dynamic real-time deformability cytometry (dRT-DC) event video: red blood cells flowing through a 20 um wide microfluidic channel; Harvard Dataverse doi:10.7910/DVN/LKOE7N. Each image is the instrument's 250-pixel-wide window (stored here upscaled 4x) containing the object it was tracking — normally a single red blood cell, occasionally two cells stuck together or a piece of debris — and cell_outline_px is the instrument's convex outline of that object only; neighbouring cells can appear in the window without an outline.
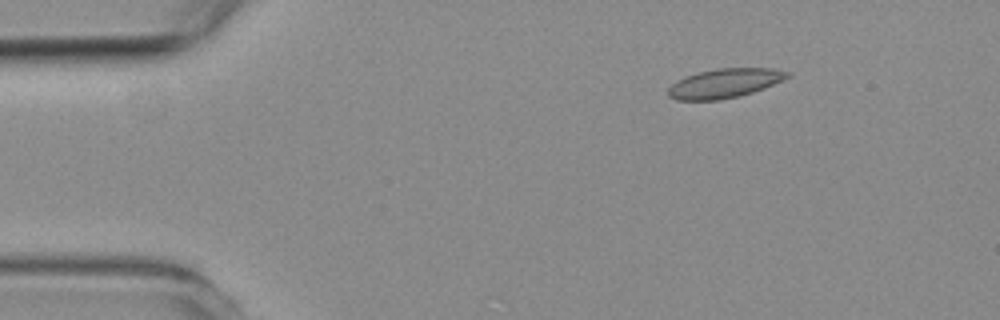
{"species": "common noctule bat (a hibernating species)", "species_latin": "Nyctalus noctula", "temperature_condition": "room temperature", "stored_images_in_passage": 4, "camera_frame_rate_fps": 3000, "um_per_image_px": 0.085, "animal": {"sex": "female", "body_mass_g": 19.3, "forearm_length_mm": 54.1}, "frame": {"image": 1, "passage_image": 1, "time_ms": 0.0, "image_size_px": [1000, 320], "cell_outline_px": [[792, 76], [764, 88], [740, 96], [720, 100], [676, 100], [668, 96], [668, 88], [676, 80], [684, 76], [716, 68], [776, 68], [792, 72]], "centroid_in_image_um": [61.62, 7.07], "position_along_channel_um": 23.4, "area_um2": 20.58}}
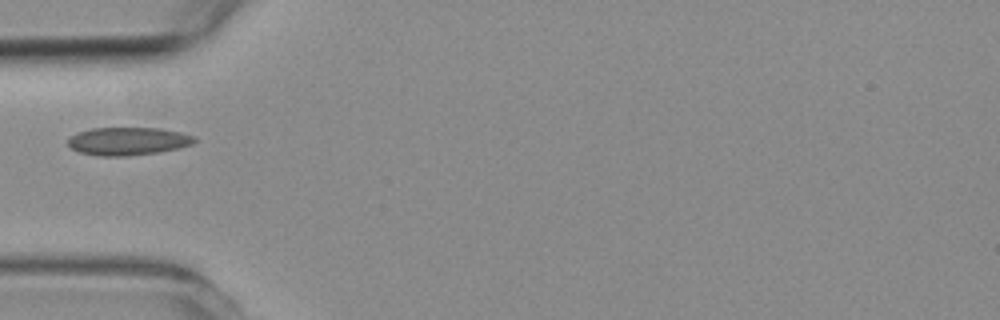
{"frame": {"image": 2, "passage_image": 4, "time_ms": 3.333, "image_size_px": [1000, 320], "cell_outline_px": [[196, 140], [192, 144], [180, 148], [160, 152], [128, 156], [100, 156], [80, 152], [72, 148], [68, 144], [68, 140], [76, 132], [92, 128], [160, 128], [180, 132], [196, 136]], "centroid_in_image_um": [10.91, 12.0], "position_along_channel_um": 74.1, "area_um2": 20.69}}